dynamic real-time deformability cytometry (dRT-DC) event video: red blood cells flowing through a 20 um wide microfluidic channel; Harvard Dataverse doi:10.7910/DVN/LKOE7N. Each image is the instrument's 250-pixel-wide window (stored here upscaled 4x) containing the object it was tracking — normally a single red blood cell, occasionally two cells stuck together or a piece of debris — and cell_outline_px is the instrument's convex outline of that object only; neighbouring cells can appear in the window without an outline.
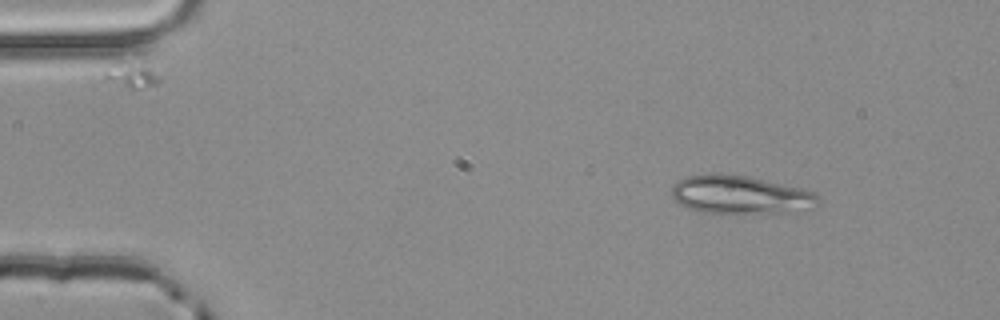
{"species": "common noctule bat (a hibernating species)", "species_latin": "Nyctalus noctula", "temperature_condition": "room temperature", "stored_images_in_passage": 3, "camera_frame_rate_fps": 3000, "um_per_image_px": 0.085, "animal": {"sex": "male", "body_mass_g": 20.4}, "frame": {"image": 1, "passage_image": 1, "time_ms": 0.0, "image_size_px": [1000, 320], "cell_outline_px": [[820, 204], [796, 212], [736, 216], [704, 212], [688, 208], [680, 204], [672, 196], [672, 188], [684, 176], [716, 172], [720, 172], [748, 176], [804, 188], [812, 192], [820, 200]], "centroid_in_image_um": [62.95, 16.59], "position_along_channel_um": 22.0, "area_um2": 33.93}}